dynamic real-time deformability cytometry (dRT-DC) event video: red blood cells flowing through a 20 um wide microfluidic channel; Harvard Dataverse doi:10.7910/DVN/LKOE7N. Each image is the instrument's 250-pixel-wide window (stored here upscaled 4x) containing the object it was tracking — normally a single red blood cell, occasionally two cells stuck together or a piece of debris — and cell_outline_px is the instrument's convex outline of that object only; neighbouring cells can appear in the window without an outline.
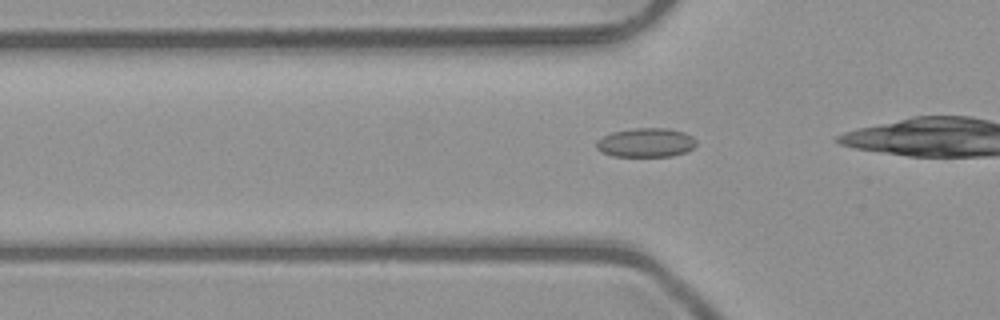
{"species": "common noctule bat (a hibernating species)", "species_latin": "Nyctalus noctula", "temperature_condition": "room temperature", "stored_images_in_passage": 28, "camera_frame_rate_fps": 3000, "um_per_image_px": 0.085, "animal": {"sex": "male", "body_mass_g": 23.1, "forearm_length_mm": 52.7}, "frame": {"image": 1, "passage_image": 4, "time_ms": 1.0, "image_size_px": [1000, 320], "cell_outline_px": [[696, 144], [692, 148], [684, 152], [672, 156], [612, 156], [596, 148], [596, 140], [612, 132], [632, 128], [668, 128], [684, 132], [692, 136], [696, 140]], "centroid_in_image_um": [54.9, 12.11], "position_along_channel_um": 70.9, "area_um2": 16.88}}
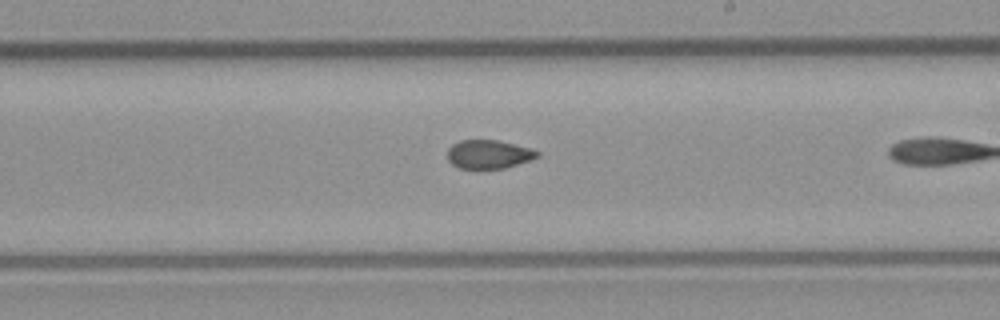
{"frame": {"image": 2, "passage_image": 17, "time_ms": 5.333, "image_size_px": [1000, 320], "cell_outline_px": [[540, 156], [504, 168], [476, 172], [460, 168], [452, 164], [448, 160], [448, 148], [452, 144], [460, 140], [500, 140], [532, 148], [540, 152]], "centroid_in_image_um": [41.51, 13.14], "position_along_channel_um": 247.5, "area_um2": 15.61}}
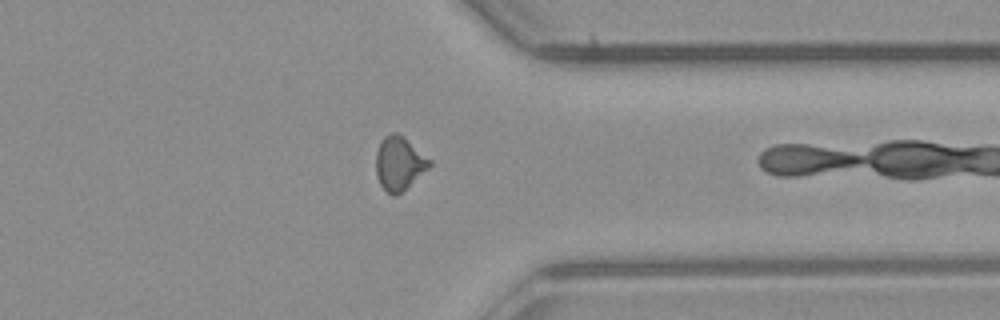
{"frame": {"image": 3, "passage_image": 27, "time_ms": 8.667, "image_size_px": [1000, 320], "cell_outline_px": [[432, 164], [428, 168], [396, 196], [392, 196], [380, 184], [376, 176], [376, 152], [380, 140], [384, 136], [392, 132], [396, 132], [404, 136], [432, 160]], "centroid_in_image_um": [33.92, 13.84], "position_along_channel_um": 377.5, "area_um2": 16.76}}